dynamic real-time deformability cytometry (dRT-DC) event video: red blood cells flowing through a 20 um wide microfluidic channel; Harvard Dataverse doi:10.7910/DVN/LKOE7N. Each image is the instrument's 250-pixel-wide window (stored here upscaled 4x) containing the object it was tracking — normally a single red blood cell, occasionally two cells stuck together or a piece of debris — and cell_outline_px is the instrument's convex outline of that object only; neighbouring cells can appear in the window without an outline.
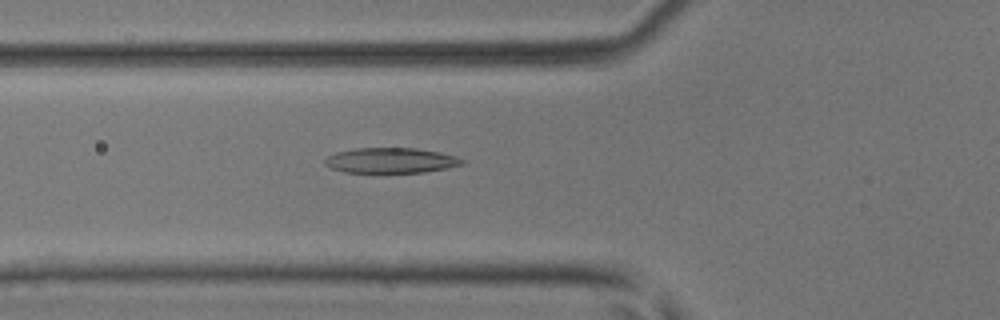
{"species": "common noctule bat (a hibernating species)", "species_latin": "Nyctalus noctula", "temperature_condition": "room temperature", "stored_images_in_passage": 39, "camera_frame_rate_fps": 3000, "um_per_image_px": 0.085, "animal": {"sex": "male", "body_mass_g": 17.9, "forearm_length_mm": 54.2}, "frame": {"image": 1, "passage_image": 8, "time_ms": 2.333, "image_size_px": [1000, 320], "cell_outline_px": [[468, 160], [464, 164], [448, 168], [424, 172], [344, 172], [332, 168], [324, 164], [324, 160], [328, 156], [336, 152], [356, 148], [416, 148], [440, 152], [456, 156]], "centroid_in_image_um": [33.27, 13.63], "position_along_channel_um": 92.5, "area_um2": 20.29}}
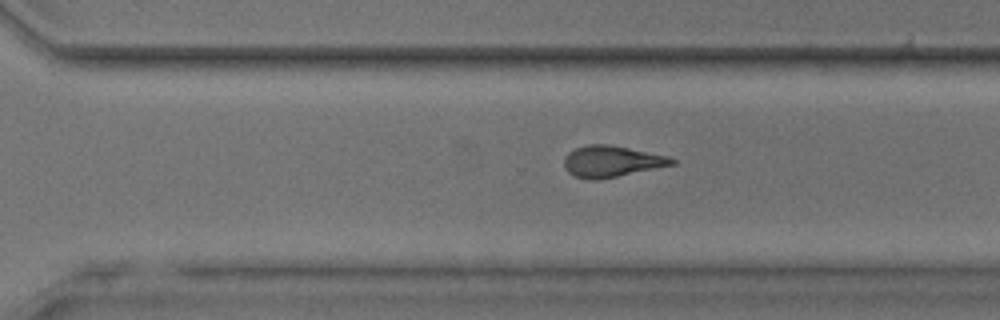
{"frame": {"image": 2, "passage_image": 24, "time_ms": 7.667, "image_size_px": [1000, 320], "cell_outline_px": [[676, 164], [596, 180], [588, 180], [572, 176], [564, 168], [564, 156], [568, 152], [576, 148], [588, 144], [608, 144], [668, 156], [676, 160]], "centroid_in_image_um": [51.93, 13.72], "position_along_channel_um": 318.7, "area_um2": 19.59}}
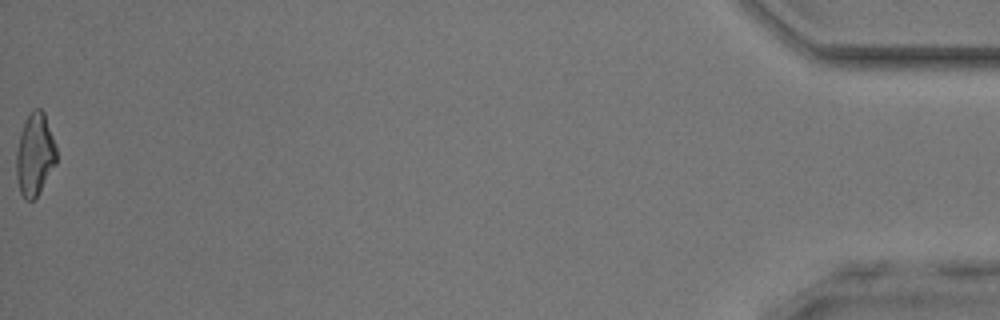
{"frame": {"image": 3, "passage_image": 39, "time_ms": 12.667, "image_size_px": [1000, 320], "cell_outline_px": [[56, 164], [36, 196], [32, 200], [24, 200], [20, 192], [16, 176], [16, 152], [20, 132], [28, 112], [32, 108], [40, 108], [44, 112], [56, 148]], "centroid_in_image_um": [2.94, 13.1], "position_along_channel_um": 432.3, "area_um2": 19.25}, "authors_computed_cell_mechanics": {"area_um2": 19.7098, "velocity_mm_per_s": 4.2354, "shape_relaxation_time_tau1_ms": 5.7928, "shape_relaxation_time_tau2_ms": 1.8741, "deformation_change_tau1": 0.2049, "deformation_change_tau2": 0.1195}}